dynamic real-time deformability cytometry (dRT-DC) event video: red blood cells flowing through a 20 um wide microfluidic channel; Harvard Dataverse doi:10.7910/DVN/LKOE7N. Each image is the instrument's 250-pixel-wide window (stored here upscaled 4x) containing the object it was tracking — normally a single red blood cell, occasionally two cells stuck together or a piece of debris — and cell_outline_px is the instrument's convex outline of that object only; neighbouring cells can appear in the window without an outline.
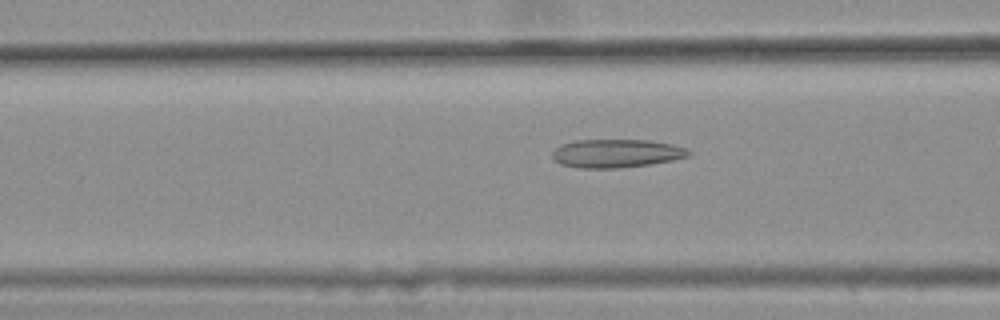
{"species": "common noctule bat (a hibernating species)", "species_latin": "Nyctalus noctula", "temperature_condition": "warm", "stored_images_in_passage": 44, "camera_frame_rate_fps": 3000, "um_per_image_px": 0.085, "animal": {"sex": "female", "body_mass_g": 25.1}, "frame": {"image": 1, "passage_image": 15, "time_ms": 4.667, "image_size_px": [1000, 320], "cell_outline_px": [[692, 152], [688, 156], [672, 160], [648, 164], [620, 168], [580, 168], [560, 164], [552, 156], [552, 152], [556, 148], [564, 144], [576, 140], [648, 140], [672, 144], [688, 148]], "centroid_in_image_um": [52.41, 13.03], "position_along_channel_um": 114.2, "area_um2": 22.43}}
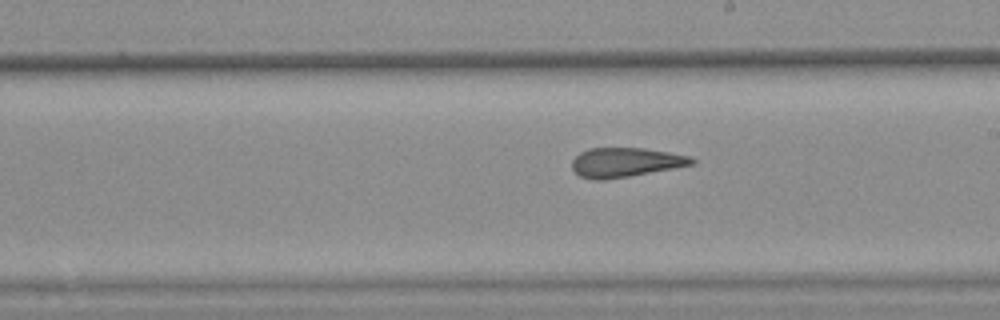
{"frame": {"image": 2, "passage_image": 25, "time_ms": 8.0, "image_size_px": [1000, 320], "cell_outline_px": [[696, 164], [628, 176], [604, 180], [596, 180], [580, 176], [572, 168], [572, 160], [580, 152], [588, 148], [644, 148], [668, 152], [688, 156], [696, 160]], "centroid_in_image_um": [53.15, 13.79], "position_along_channel_um": 235.8, "area_um2": 20.35}}
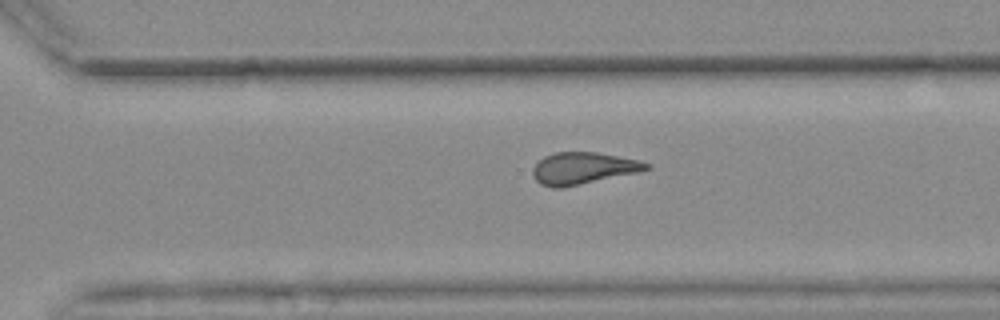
{"frame": {"image": 3, "passage_image": 32, "time_ms": 10.333, "image_size_px": [1000, 320], "cell_outline_px": [[652, 168], [640, 172], [560, 188], [552, 188], [540, 184], [532, 176], [532, 168], [544, 156], [552, 152], [596, 152], [636, 160], [652, 164]], "centroid_in_image_um": [49.55, 14.3], "position_along_channel_um": 321.1, "area_um2": 21.1}}